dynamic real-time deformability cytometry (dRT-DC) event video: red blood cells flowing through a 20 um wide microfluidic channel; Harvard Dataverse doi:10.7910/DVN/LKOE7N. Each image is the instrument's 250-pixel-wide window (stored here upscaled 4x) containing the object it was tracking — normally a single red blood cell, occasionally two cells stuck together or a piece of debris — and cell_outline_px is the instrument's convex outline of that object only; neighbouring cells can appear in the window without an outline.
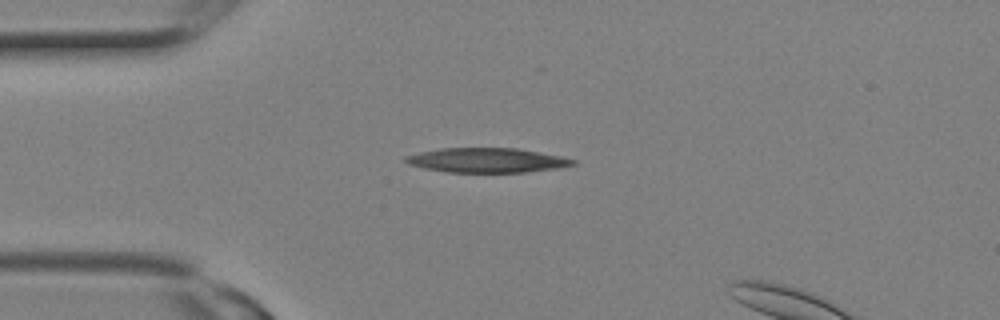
{"species": "Egyptian fruit bat (a non-hibernating species)", "species_latin": "Rousettus aegyptiacus", "temperature_condition": "room temperature", "stored_images_in_passage": 3, "camera_frame_rate_fps": 3000, "um_per_image_px": 0.085, "animal": {"sex": "female"}, "frame": {"image": 1, "passage_image": 1, "time_ms": 0.0, "image_size_px": [1000, 320], "cell_outline_px": [[576, 164], [560, 168], [524, 172], [444, 172], [424, 168], [408, 164], [404, 160], [404, 156], [420, 152], [440, 148], [516, 148], [540, 152], [560, 156], [576, 160]], "centroid_in_image_um": [41.38, 13.62], "position_along_channel_um": 43.6, "area_um2": 23.99}}